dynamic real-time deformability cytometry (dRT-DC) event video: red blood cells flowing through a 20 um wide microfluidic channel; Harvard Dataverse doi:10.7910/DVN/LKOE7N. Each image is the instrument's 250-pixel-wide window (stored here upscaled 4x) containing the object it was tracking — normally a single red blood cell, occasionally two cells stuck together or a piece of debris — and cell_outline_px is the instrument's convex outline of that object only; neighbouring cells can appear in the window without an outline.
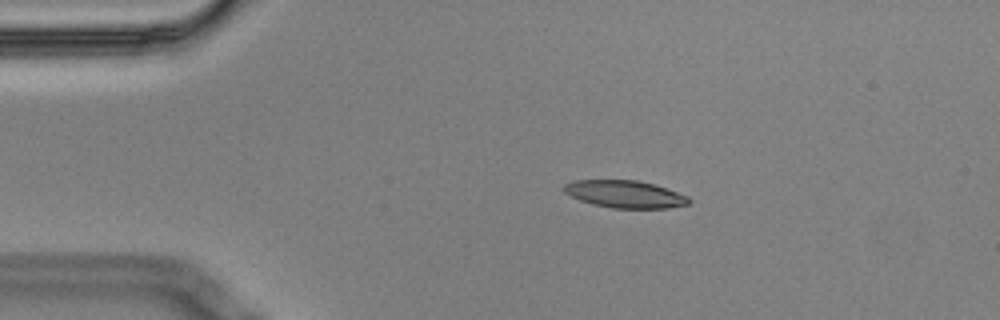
{"species": "Egyptian fruit bat (a non-hibernating species)", "species_latin": "Rousettus aegyptiacus", "temperature_condition": "cold", "stored_images_in_passage": 9, "camera_frame_rate_fps": 3000, "um_per_image_px": 0.085, "animal": {"sex": "male"}, "frame": {"image": 1, "passage_image": 2, "time_ms": 0.333, "image_size_px": [1000, 320], "cell_outline_px": [[692, 200], [688, 204], [668, 208], [612, 208], [592, 204], [580, 200], [564, 192], [564, 184], [572, 180], [636, 180], [652, 184], [688, 196]], "centroid_in_image_um": [53.1, 16.5], "position_along_channel_um": 31.9, "area_um2": 19.77}}
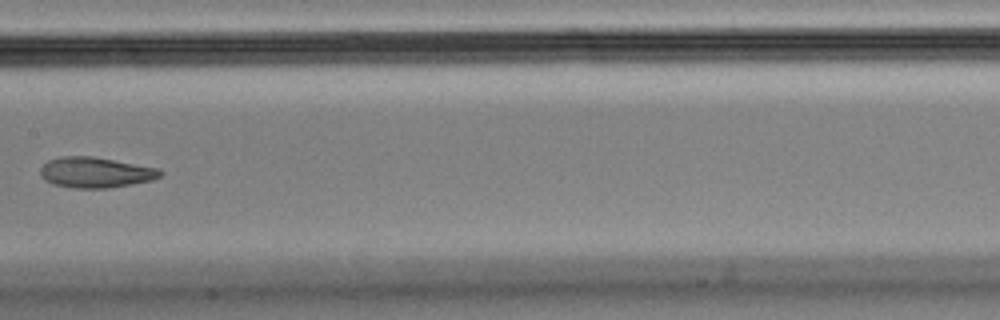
{"frame": {"image": 2, "passage_image": 7, "time_ms": 2.0, "image_size_px": [1000, 320], "cell_outline_px": [[164, 172], [160, 176], [152, 180], [108, 188], [72, 188], [52, 184], [44, 180], [40, 176], [40, 168], [48, 160], [60, 156], [92, 156], [160, 168]], "centroid_in_image_um": [8.1, 14.65], "position_along_channel_um": 199.3, "area_um2": 21.5}}
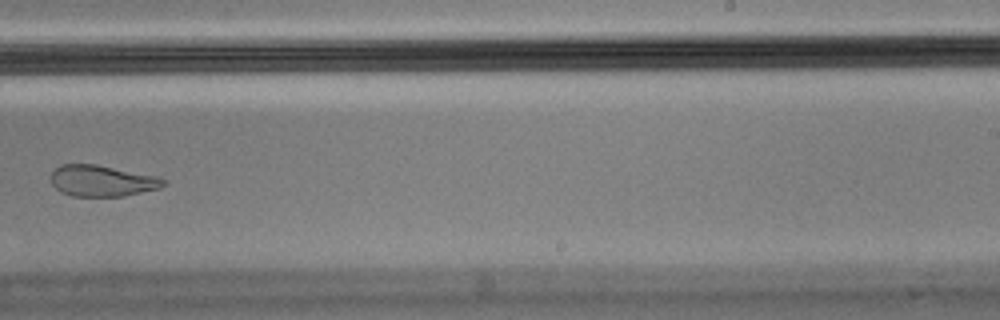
{"frame": {"image": 3, "passage_image": 9, "time_ms": 2.667, "image_size_px": [1000, 320], "cell_outline_px": [[164, 184], [160, 188], [124, 196], [72, 196], [60, 192], [52, 184], [52, 172], [60, 164], [96, 164], [160, 176], [164, 180]], "centroid_in_image_um": [8.68, 15.36], "position_along_channel_um": 280.3, "area_um2": 20.52}}